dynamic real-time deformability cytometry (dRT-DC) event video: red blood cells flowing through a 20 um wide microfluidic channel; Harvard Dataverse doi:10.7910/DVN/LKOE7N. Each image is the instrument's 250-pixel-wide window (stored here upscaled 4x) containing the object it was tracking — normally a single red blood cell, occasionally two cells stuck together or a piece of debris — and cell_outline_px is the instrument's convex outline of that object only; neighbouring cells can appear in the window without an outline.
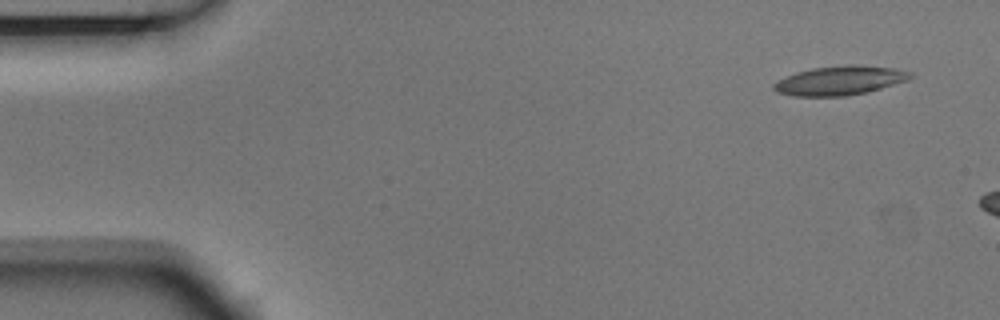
{"species": "Egyptian fruit bat (a non-hibernating species)", "species_latin": "Rousettus aegyptiacus", "temperature_condition": "room temperature", "stored_images_in_passage": 2, "camera_frame_rate_fps": 3000, "um_per_image_px": 0.085, "animal": {"sex": "male"}, "frame": {"image": 1, "passage_image": 2, "time_ms": 0.333, "image_size_px": [1000, 320], "cell_outline_px": [[912, 76], [908, 80], [868, 92], [844, 96], [792, 96], [776, 92], [772, 88], [772, 84], [776, 80], [796, 72], [812, 68], [848, 64], [856, 64], [892, 68], [908, 72]], "centroid_in_image_um": [71.31, 6.85], "position_along_channel_um": 13.7, "area_um2": 23.24}}